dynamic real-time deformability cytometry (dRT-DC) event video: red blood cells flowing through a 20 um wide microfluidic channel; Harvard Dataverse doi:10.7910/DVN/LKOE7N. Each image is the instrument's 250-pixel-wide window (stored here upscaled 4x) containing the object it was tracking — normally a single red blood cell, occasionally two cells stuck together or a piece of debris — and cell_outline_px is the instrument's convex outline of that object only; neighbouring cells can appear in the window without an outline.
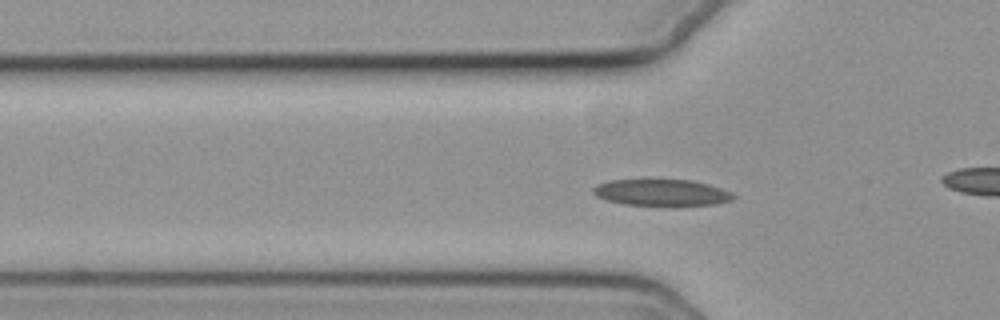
{"species": "common noctule bat (a hibernating species)", "species_latin": "Nyctalus noctula", "temperature_condition": "cold", "stored_images_in_passage": 33, "camera_frame_rate_fps": 3000, "um_per_image_px": 0.085, "animal": {"sex": "female", "body_mass_g": 19.3, "forearm_length_mm": 54.1}, "frame": {"image": 1, "passage_image": 7, "time_ms": 2.0, "image_size_px": [1000, 320], "cell_outline_px": [[736, 196], [732, 200], [716, 204], [624, 204], [608, 200], [596, 196], [592, 192], [592, 188], [596, 184], [608, 180], [692, 180], [708, 184], [732, 192]], "centroid_in_image_um": [56.21, 16.34], "position_along_channel_um": 69.6, "area_um2": 21.15}}
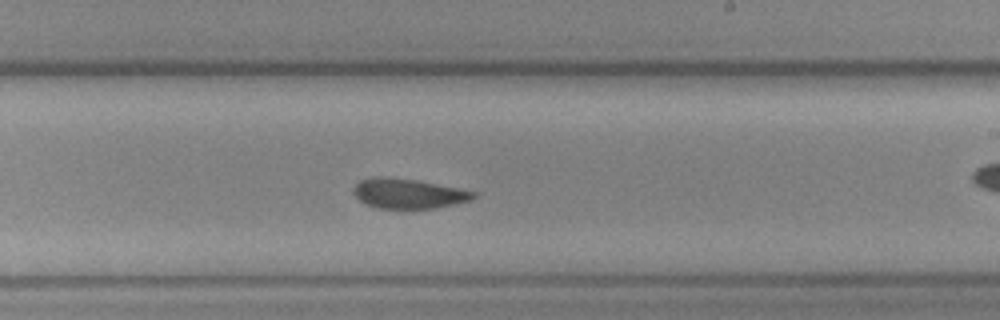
{"frame": {"image": 2, "passage_image": 22, "time_ms": 7.0, "image_size_px": [1000, 320], "cell_outline_px": [[476, 196], [472, 200], [456, 204], [436, 208], [376, 208], [360, 200], [352, 192], [352, 188], [360, 180], [376, 176], [384, 176], [416, 180], [476, 192]], "centroid_in_image_um": [34.69, 16.45], "position_along_channel_um": 254.3, "area_um2": 20.75}}
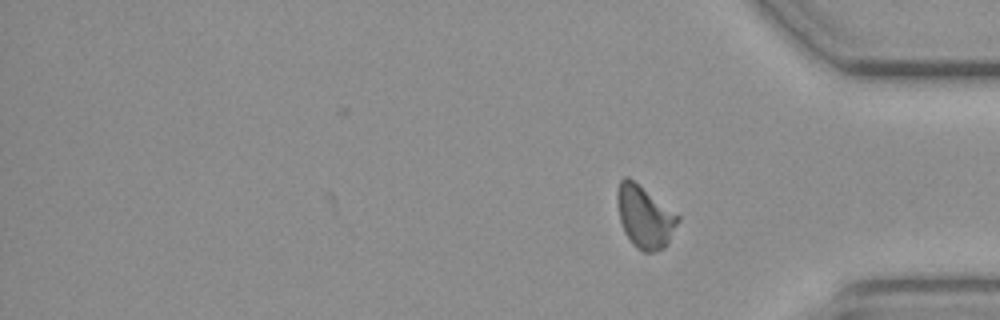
{"frame": {"image": 3, "passage_image": 33, "time_ms": 10.667, "image_size_px": [1000, 320], "cell_outline_px": [[680, 220], [668, 244], [664, 248], [652, 252], [644, 252], [636, 248], [632, 244], [624, 232], [620, 220], [616, 200], [616, 192], [620, 180], [624, 176], [628, 176], [680, 216]], "centroid_in_image_um": [54.79, 18.44], "position_along_channel_um": 380.4, "area_um2": 22.14}, "authors_computed_cell_mechanics": {"area_um2": 21.9062, "velocity_mm_per_s": 3.6991, "shape_relaxation_time_tau1_ms": null, "shape_relaxation_time_tau2_ms": 6.1724, "deformation_change_tau1": null, "deformation_change_tau2": 0.0925}}